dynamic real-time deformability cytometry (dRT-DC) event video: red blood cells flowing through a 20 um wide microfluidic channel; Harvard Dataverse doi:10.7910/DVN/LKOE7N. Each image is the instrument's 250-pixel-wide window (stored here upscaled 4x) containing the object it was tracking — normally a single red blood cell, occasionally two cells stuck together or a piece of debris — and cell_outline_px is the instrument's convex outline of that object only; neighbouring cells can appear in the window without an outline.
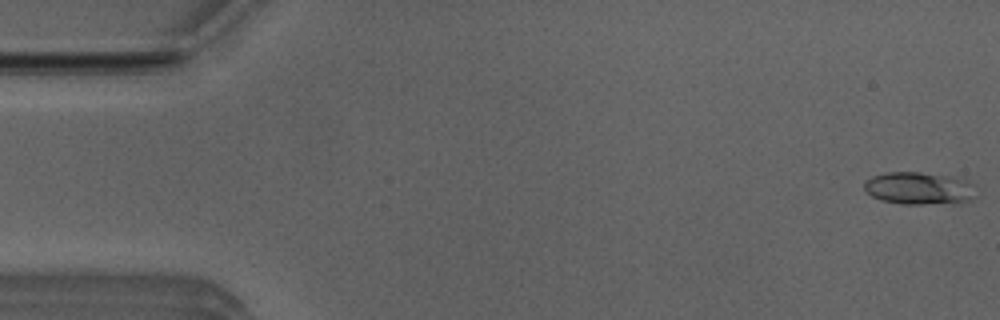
{"species": "Egyptian fruit bat (a non-hibernating species)", "species_latin": "Rousettus aegyptiacus", "temperature_condition": "room temperature", "stored_images_in_passage": 52, "camera_frame_rate_fps": 3000, "um_per_image_px": 0.085, "animal": {"sex": "male"}, "frame": {"image": 1, "passage_image": 1, "time_ms": 0.0, "image_size_px": [1000, 320], "cell_outline_px": [[976, 196], [960, 204], [904, 204], [880, 200], [872, 196], [864, 188], [864, 180], [872, 176], [888, 172], [920, 172], [948, 176], [968, 180], [972, 184]], "centroid_in_image_um": [78.13, 16.02], "position_along_channel_um": 6.9, "area_um2": 21.39}}
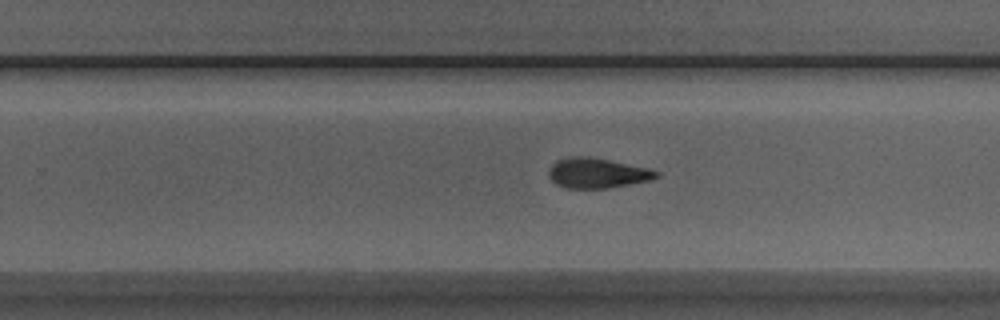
{"frame": {"image": 2, "passage_image": 32, "time_ms": 10.333, "image_size_px": [1000, 320], "cell_outline_px": [[660, 176], [652, 180], [608, 188], [568, 188], [556, 184], [548, 176], [548, 172], [552, 164], [556, 160], [568, 156], [588, 156], [648, 168], [660, 172]], "centroid_in_image_um": [50.76, 14.71], "position_along_channel_um": 279.0, "area_um2": 18.9}}
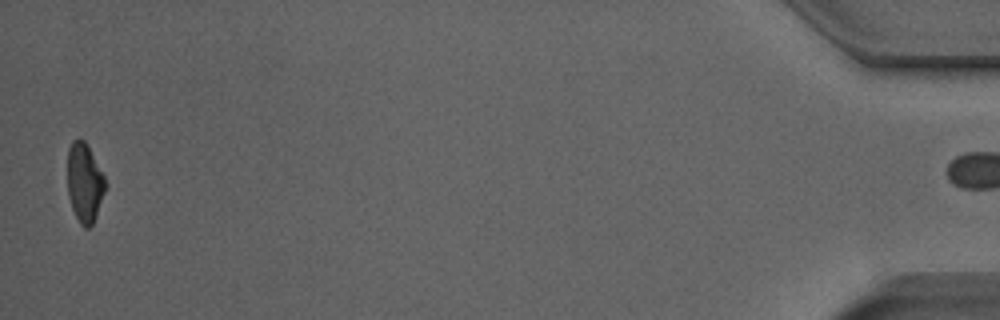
{"frame": {"image": 3, "passage_image": 51, "time_ms": 16.667, "image_size_px": [1000, 320], "cell_outline_px": [[104, 192], [92, 224], [88, 228], [84, 228], [80, 224], [72, 208], [68, 196], [68, 148], [72, 140], [84, 140], [104, 176]], "centroid_in_image_um": [7.15, 15.53], "position_along_channel_um": 428.0, "area_um2": 16.88}, "authors_computed_cell_mechanics": {"area_um2": 18.7561, "velocity_mm_per_s": 3.9294, "shape_relaxation_time_tau1_ms": 4.2868, "shape_relaxation_time_tau2_ms": 3.175, "deformation_change_tau1": 0.1488, "deformation_change_tau2": 0.1229}}